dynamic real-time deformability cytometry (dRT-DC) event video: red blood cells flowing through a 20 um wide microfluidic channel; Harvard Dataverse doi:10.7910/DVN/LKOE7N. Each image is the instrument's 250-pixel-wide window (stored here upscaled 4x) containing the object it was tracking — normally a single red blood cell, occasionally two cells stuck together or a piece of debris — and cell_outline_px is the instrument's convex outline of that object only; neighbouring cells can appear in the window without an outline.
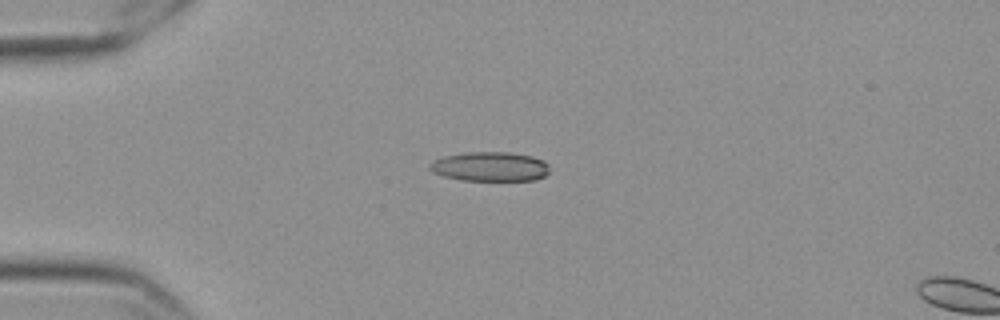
{"species": "Egyptian fruit bat (a non-hibernating species)", "species_latin": "Rousettus aegyptiacus", "temperature_condition": "cold", "stored_images_in_passage": 17, "camera_frame_rate_fps": 3000, "um_per_image_px": 0.085, "frame": {"image": 1, "passage_image": 15, "time_ms": 4.667, "image_size_px": [1000, 320], "cell_outline_px": [[548, 172], [544, 176], [536, 180], [464, 180], [444, 176], [432, 172], [428, 168], [428, 164], [432, 160], [444, 156], [464, 152], [508, 152], [532, 156], [544, 160], [548, 164]], "centroid_in_image_um": [41.63, 14.15], "position_along_channel_um": 43.4, "area_um2": 20.63}}